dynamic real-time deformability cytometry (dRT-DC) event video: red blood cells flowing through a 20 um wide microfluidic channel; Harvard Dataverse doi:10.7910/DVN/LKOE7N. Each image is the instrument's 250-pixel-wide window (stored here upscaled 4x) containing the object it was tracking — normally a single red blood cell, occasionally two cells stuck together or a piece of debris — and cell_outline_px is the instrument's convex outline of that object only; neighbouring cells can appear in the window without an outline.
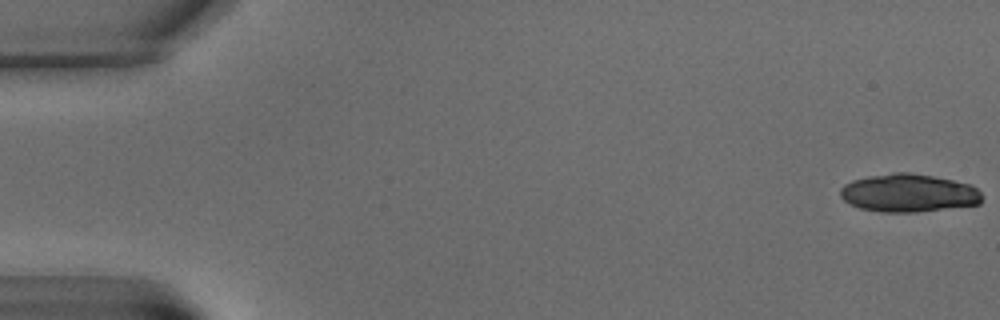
{"species": "common noctule bat (a hibernating species)", "species_latin": "Nyctalus noctula", "temperature_condition": "warm", "stored_images_in_passage": 7, "camera_frame_rate_fps": 3000, "um_per_image_px": 0.085, "animal": {"sex": "male", "body_mass_g": 15.6}, "frame": {"image": 1, "passage_image": 1, "time_ms": 0.0, "image_size_px": [1000, 320], "cell_outline_px": [[980, 204], [916, 212], [884, 212], [860, 208], [844, 200], [840, 196], [840, 188], [844, 184], [852, 180], [868, 176], [892, 172], [908, 172], [932, 176], [972, 184], [980, 192]], "centroid_in_image_um": [77.21, 16.39], "position_along_channel_um": 7.8, "area_um2": 31.33}}